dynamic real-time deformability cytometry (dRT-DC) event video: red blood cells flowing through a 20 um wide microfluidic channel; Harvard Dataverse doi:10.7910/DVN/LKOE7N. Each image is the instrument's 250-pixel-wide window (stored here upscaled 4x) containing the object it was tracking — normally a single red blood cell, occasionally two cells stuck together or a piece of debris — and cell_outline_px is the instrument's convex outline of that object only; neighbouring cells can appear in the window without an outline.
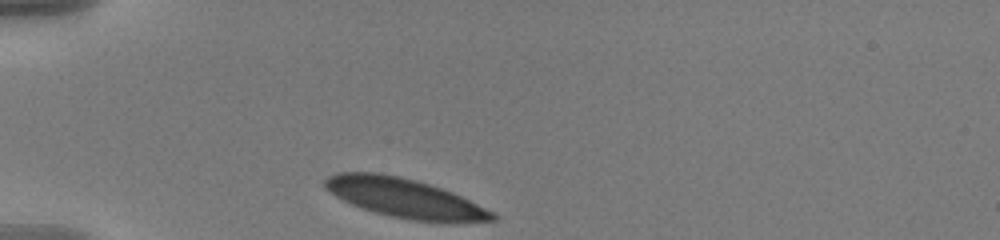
{"species": "human", "species_latin": "Homo sapiens", "temperature_condition": "warm", "stored_images_in_passage": 34, "camera_frame_rate_fps": 3000, "um_per_image_px": 0.085, "donor": {"sex": "male"}, "frame": {"image": 1, "passage_image": 1, "time_ms": 0.0, "image_size_px": [1000, 240], "cell_outline_px": [[496, 220], [412, 220], [392, 216], [376, 212], [352, 204], [336, 196], [324, 188], [324, 180], [328, 176], [336, 172], [376, 172], [400, 176], [416, 180], [452, 192], [492, 212], [496, 216]], "centroid_in_image_um": [34.26, 16.78], "position_along_channel_um": 50.7, "area_um2": 36.99}}
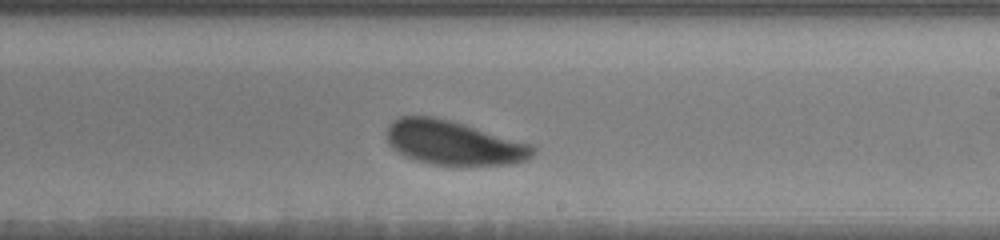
{"frame": {"image": 2, "passage_image": 20, "time_ms": 6.333, "image_size_px": [1000, 240], "cell_outline_px": [[536, 152], [528, 160], [512, 164], [428, 164], [404, 156], [392, 148], [388, 144], [388, 124], [392, 120], [400, 116], [432, 116], [464, 124], [532, 144], [536, 148]], "centroid_in_image_um": [38.55, 12.13], "position_along_channel_um": 250.4, "area_um2": 37.45}}
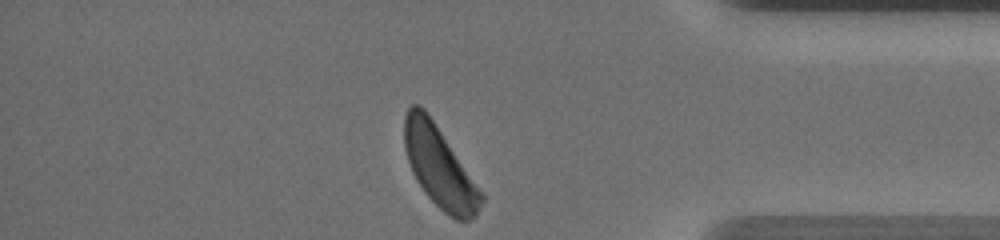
{"frame": {"image": 3, "passage_image": 34, "time_ms": 11.0, "image_size_px": [1000, 240], "cell_outline_px": [[484, 200], [476, 216], [468, 220], [456, 220], [444, 212], [424, 192], [416, 180], [412, 172], [404, 148], [404, 116], [408, 108], [412, 104], [416, 104], [424, 108], [484, 196]], "centroid_in_image_um": [37.32, 14.21], "position_along_channel_um": 397.9, "area_um2": 35.37}, "authors_computed_cell_mechanics": {"area_um2": 38.2636, "velocity_mm_per_s": 3.5476, "shape_relaxation_time_tau1_ms": 2.345, "shape_relaxation_time_tau2_ms": null, "deformation_change_tau1": 0.1047, "deformation_change_tau2": null}}